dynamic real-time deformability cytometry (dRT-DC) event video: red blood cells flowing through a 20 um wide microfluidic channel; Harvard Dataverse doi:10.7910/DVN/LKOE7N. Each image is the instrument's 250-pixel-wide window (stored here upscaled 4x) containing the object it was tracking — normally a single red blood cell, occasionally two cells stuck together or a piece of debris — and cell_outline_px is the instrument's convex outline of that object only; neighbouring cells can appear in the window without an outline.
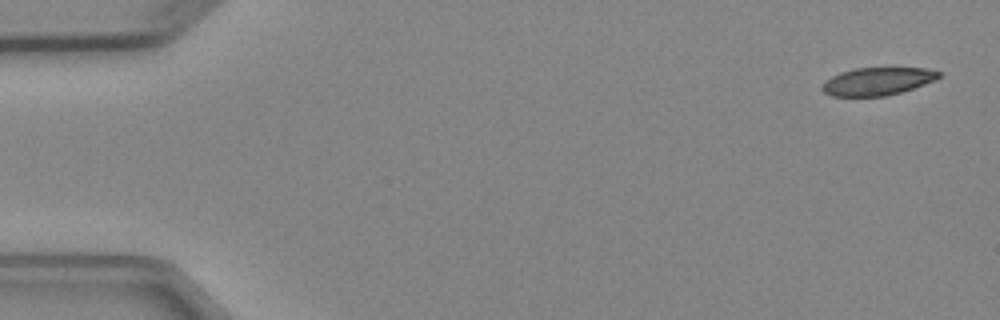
{"species": "Egyptian fruit bat (a non-hibernating species)", "species_latin": "Rousettus aegyptiacus", "temperature_condition": "cold", "stored_images_in_passage": 6, "camera_frame_rate_fps": 3000, "um_per_image_px": 0.085, "animal": {"sex": "female"}, "frame": {"image": 1, "passage_image": 1, "time_ms": 0.0, "image_size_px": [1000, 320], "cell_outline_px": [[940, 76], [936, 80], [900, 92], [884, 96], [832, 96], [824, 92], [820, 88], [832, 76], [840, 72], [856, 68], [928, 68], [940, 72]], "centroid_in_image_um": [74.59, 6.91], "position_along_channel_um": 10.4, "area_um2": 18.67}}
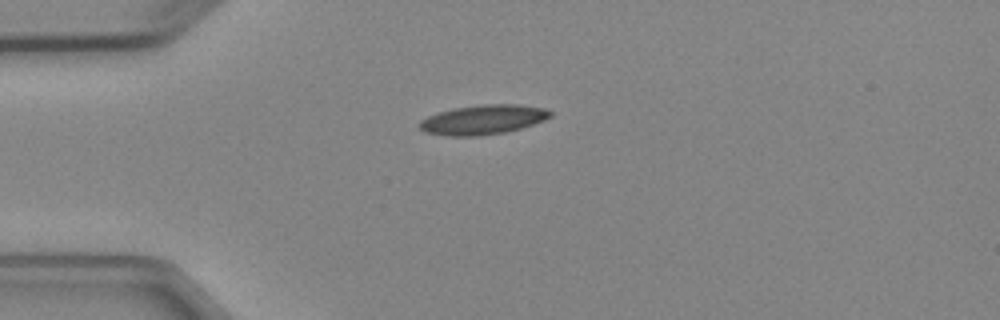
{"frame": {"image": 2, "passage_image": 4, "time_ms": 3.667, "image_size_px": [1000, 320], "cell_outline_px": [[552, 116], [544, 120], [520, 128], [504, 132], [480, 136], [448, 136], [424, 132], [416, 124], [420, 120], [428, 116], [452, 108], [480, 104], [520, 104], [544, 108], [552, 112]], "centroid_in_image_um": [41.03, 10.16], "position_along_channel_um": 44.0, "area_um2": 22.66}}
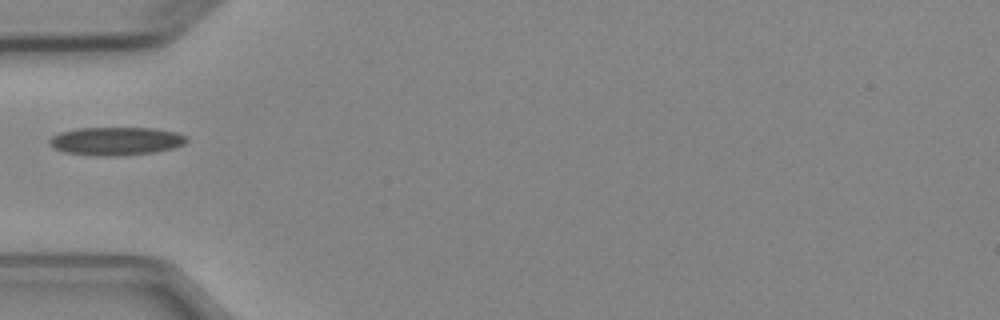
{"frame": {"image": 3, "passage_image": 5, "time_ms": 5.0, "image_size_px": [1000, 320], "cell_outline_px": [[188, 140], [184, 144], [172, 148], [156, 152], [116, 156], [96, 156], [64, 152], [52, 148], [48, 144], [48, 140], [52, 136], [60, 132], [76, 128], [156, 128], [176, 132], [188, 136]], "centroid_in_image_um": [9.84, 11.99], "position_along_channel_um": 75.2, "area_um2": 22.83}}